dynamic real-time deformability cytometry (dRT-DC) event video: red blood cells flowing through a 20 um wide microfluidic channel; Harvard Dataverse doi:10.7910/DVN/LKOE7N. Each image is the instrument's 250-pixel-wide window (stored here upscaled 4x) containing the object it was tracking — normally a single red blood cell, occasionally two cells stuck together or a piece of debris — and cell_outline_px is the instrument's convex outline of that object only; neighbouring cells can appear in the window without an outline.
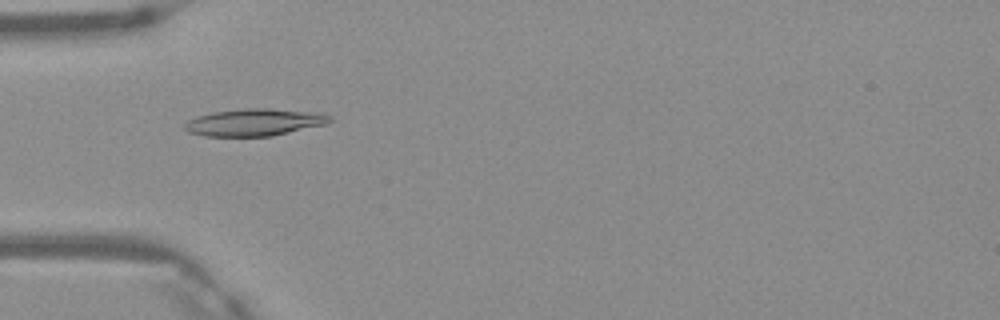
{"species": "Egyptian fruit bat (a non-hibernating species)", "species_latin": "Rousettus aegyptiacus", "temperature_condition": "warm", "stored_images_in_passage": 6, "camera_frame_rate_fps": 3000, "um_per_image_px": 0.085, "frame": {"image": 1, "passage_image": 4, "time_ms": 1.0, "image_size_px": [1000, 320], "cell_outline_px": [[332, 120], [324, 124], [272, 136], [204, 136], [188, 132], [184, 128], [184, 124], [188, 120], [196, 116], [212, 112], [244, 108], [272, 108], [324, 112], [332, 116]], "centroid_in_image_um": [21.64, 10.38], "position_along_channel_um": 63.4, "area_um2": 23.24}}
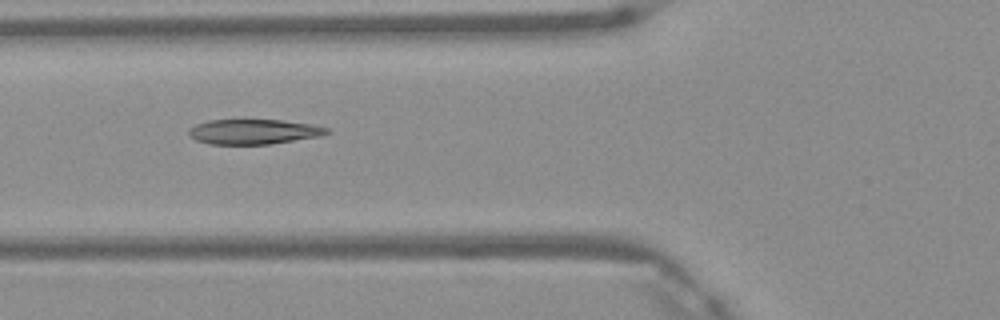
{"frame": {"image": 2, "passage_image": 5, "time_ms": 1.333, "image_size_px": [1000, 320], "cell_outline_px": [[328, 132], [320, 136], [268, 144], [208, 144], [196, 140], [188, 132], [188, 128], [196, 124], [208, 120], [284, 120], [312, 124], [328, 128]], "centroid_in_image_um": [21.53, 11.19], "position_along_channel_um": 104.3, "area_um2": 19.94}}
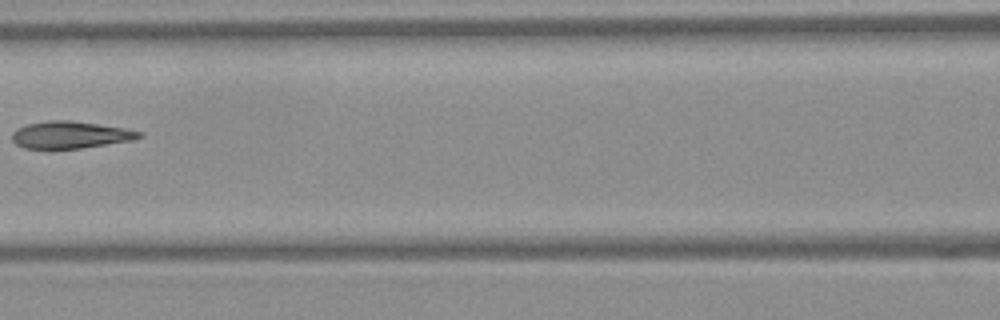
{"frame": {"image": 3, "passage_image": 6, "time_ms": 1.667, "image_size_px": [1000, 320], "cell_outline_px": [[144, 136], [132, 140], [80, 148], [24, 148], [16, 144], [12, 140], [12, 132], [16, 128], [28, 124], [48, 120], [68, 120], [124, 128], [140, 132]], "centroid_in_image_um": [5.93, 11.46], "position_along_channel_um": 160.7, "area_um2": 19.77}}